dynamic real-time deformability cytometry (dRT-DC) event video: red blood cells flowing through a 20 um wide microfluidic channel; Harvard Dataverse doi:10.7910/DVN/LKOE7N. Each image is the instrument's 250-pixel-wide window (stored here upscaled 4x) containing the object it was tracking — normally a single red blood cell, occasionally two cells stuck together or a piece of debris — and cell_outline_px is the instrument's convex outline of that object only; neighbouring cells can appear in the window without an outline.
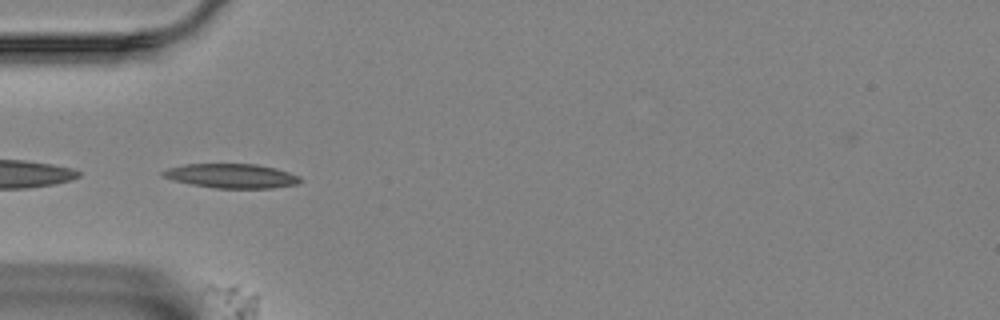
{"species": "Egyptian fruit bat (a non-hibernating species)", "species_latin": "Rousettus aegyptiacus", "temperature_condition": "room temperature", "stored_images_in_passage": 4, "camera_frame_rate_fps": 3000, "um_per_image_px": 0.085, "animal": {"sex": "female"}, "frame": {"image": 1, "passage_image": 1, "time_ms": 0.0, "image_size_px": [1000, 320], "cell_outline_px": [[304, 180], [300, 184], [272, 188], [216, 188], [192, 184], [172, 180], [160, 176], [160, 172], [168, 168], [184, 164], [256, 164], [276, 168], [300, 176]], "centroid_in_image_um": [19.7, 14.95], "position_along_channel_um": 65.3, "area_um2": 19.65}}